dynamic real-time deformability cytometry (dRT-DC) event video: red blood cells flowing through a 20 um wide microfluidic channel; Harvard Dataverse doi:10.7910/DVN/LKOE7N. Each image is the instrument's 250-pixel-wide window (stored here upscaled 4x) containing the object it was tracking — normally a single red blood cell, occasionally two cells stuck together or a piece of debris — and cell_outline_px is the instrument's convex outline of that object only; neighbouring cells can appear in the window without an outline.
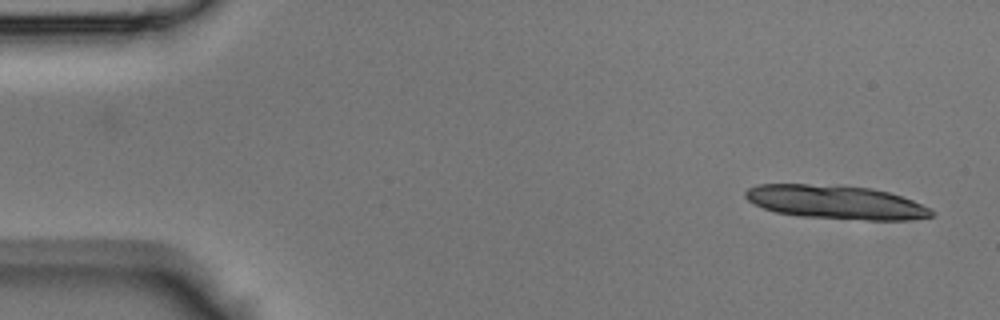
{"species": "Egyptian fruit bat (a non-hibernating species)", "species_latin": "Rousettus aegyptiacus", "temperature_condition": "room temperature", "stored_images_in_passage": 11, "camera_frame_rate_fps": 3000, "um_per_image_px": 0.085, "animal": {"sex": "male"}, "frame": {"image": 1, "passage_image": 1, "time_ms": 0.0, "image_size_px": [1000, 320], "cell_outline_px": [[936, 212], [932, 216], [908, 220], [864, 220], [800, 216], [776, 212], [764, 208], [748, 200], [744, 196], [744, 192], [748, 188], [756, 184], [808, 184], [872, 188], [888, 192], [912, 200], [932, 208]], "centroid_in_image_um": [71.06, 17.19], "position_along_channel_um": 13.9, "area_um2": 36.47}}